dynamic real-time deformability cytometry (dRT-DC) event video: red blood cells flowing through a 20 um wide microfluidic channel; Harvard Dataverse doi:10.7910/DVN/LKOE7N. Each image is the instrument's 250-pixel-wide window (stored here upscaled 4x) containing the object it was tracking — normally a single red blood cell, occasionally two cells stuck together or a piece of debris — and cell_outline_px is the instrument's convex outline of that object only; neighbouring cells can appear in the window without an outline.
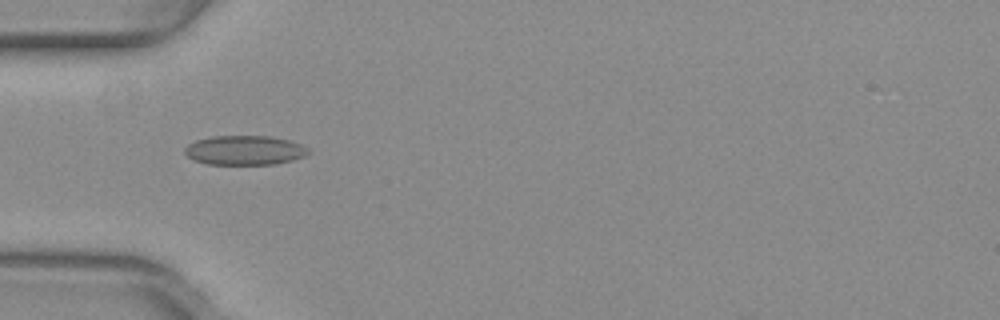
{"species": "common noctule bat (a hibernating species)", "species_latin": "Nyctalus noctula", "temperature_condition": "warm", "stored_images_in_passage": 39, "camera_frame_rate_fps": 3000, "um_per_image_px": 0.085, "animal": {"sex": "female", "body_mass_g": 29.2, "forearm_length_mm": 56.3}, "frame": {"image": 1, "passage_image": 4, "time_ms": 1.0, "image_size_px": [1000, 320], "cell_outline_px": [[308, 152], [304, 156], [292, 160], [276, 164], [208, 164], [192, 160], [184, 152], [184, 148], [188, 144], [196, 140], [212, 136], [268, 136], [288, 140], [300, 144], [308, 148]], "centroid_in_image_um": [20.76, 12.77], "position_along_channel_um": 64.2, "area_um2": 21.1}}
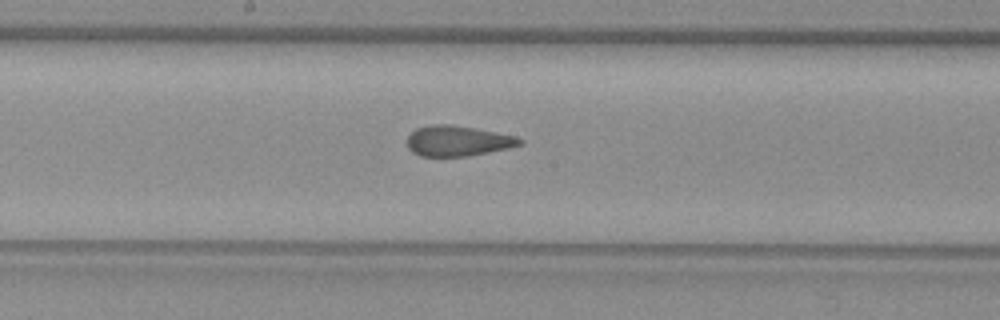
{"frame": {"image": 2, "passage_image": 15, "time_ms": 4.667, "image_size_px": [1000, 320], "cell_outline_px": [[524, 144], [508, 148], [468, 156], [420, 156], [412, 152], [408, 148], [408, 136], [416, 128], [432, 124], [452, 124], [476, 128], [516, 136], [524, 140]], "centroid_in_image_um": [38.92, 11.97], "position_along_channel_um": 209.3, "area_um2": 20.06}}
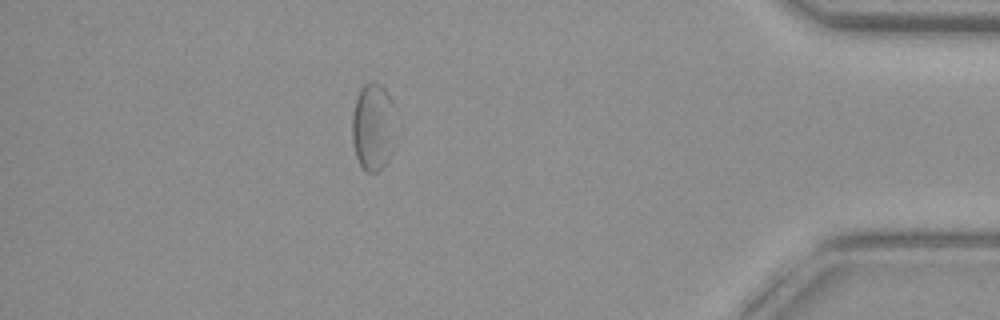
{"frame": {"image": 3, "passage_image": 33, "time_ms": 10.667, "image_size_px": [1000, 320], "cell_outline_px": [[392, 152], [388, 160], [376, 172], [368, 172], [360, 164], [356, 156], [352, 140], [352, 116], [356, 96], [360, 88], [364, 84], [372, 80], [380, 84], [384, 88], [392, 100]], "centroid_in_image_um": [31.66, 10.74], "position_along_channel_um": 403.5, "area_um2": 21.85}, "authors_computed_cell_mechanics": {"area_um2": 21.097, "velocity_mm_per_s": 3.9885, "shape_relaxation_time_tau1_ms": null, "shape_relaxation_time_tau2_ms": 1.2001, "deformation_change_tau1": null, "deformation_change_tau2": 0.0834}}